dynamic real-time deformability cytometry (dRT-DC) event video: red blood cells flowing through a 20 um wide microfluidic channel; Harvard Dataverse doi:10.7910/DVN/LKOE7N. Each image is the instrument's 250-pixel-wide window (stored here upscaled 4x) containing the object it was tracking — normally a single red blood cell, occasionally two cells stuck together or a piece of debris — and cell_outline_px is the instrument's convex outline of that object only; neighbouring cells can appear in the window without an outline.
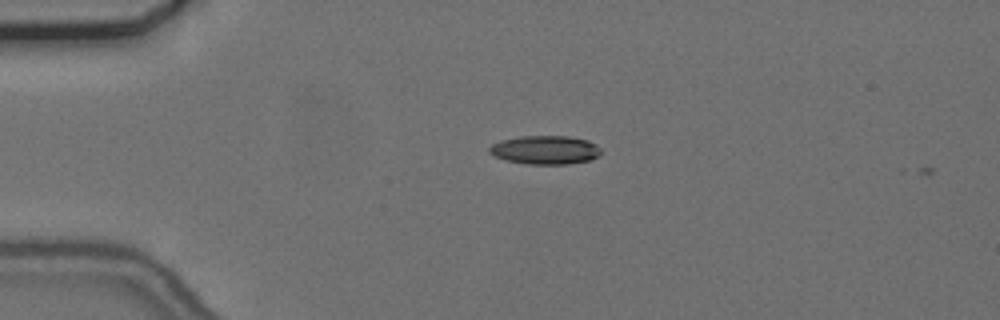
{"species": "common noctule bat (a hibernating species)", "species_latin": "Nyctalus noctula", "temperature_condition": "cold", "stored_images_in_passage": 3, "camera_frame_rate_fps": 3000, "um_per_image_px": 0.085, "animal": {"sex": "female", "body_mass_g": 24.6, "forearm_length_mm": 56.2}, "frame": {"image": 1, "passage_image": 2, "time_ms": 0.333, "image_size_px": [1000, 320], "cell_outline_px": [[600, 156], [588, 160], [568, 164], [528, 164], [504, 160], [488, 152], [488, 148], [492, 144], [500, 140], [520, 136], [568, 136], [588, 140], [596, 144], [600, 148]], "centroid_in_image_um": [46.33, 12.74], "position_along_channel_um": 38.7, "area_um2": 18.73}}